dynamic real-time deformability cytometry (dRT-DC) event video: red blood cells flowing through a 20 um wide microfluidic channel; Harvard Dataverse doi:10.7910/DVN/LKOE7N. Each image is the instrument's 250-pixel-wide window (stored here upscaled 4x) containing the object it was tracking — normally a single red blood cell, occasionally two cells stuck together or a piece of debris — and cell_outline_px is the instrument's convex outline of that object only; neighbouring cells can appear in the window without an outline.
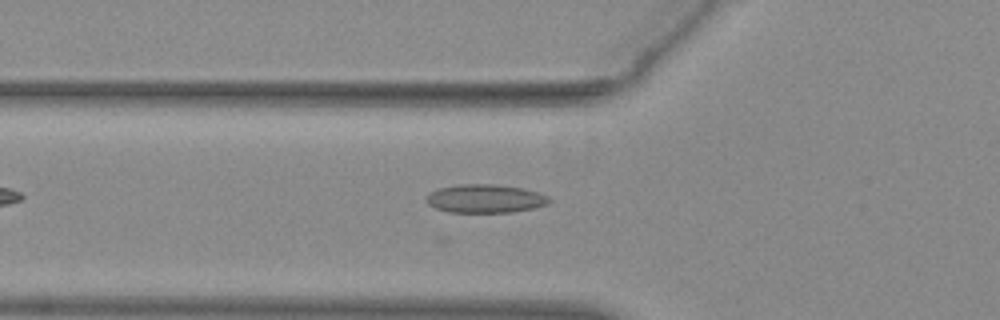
{"species": "common noctule bat (a hibernating species)", "species_latin": "Nyctalus noctula", "temperature_condition": "warm", "stored_images_in_passage": 28, "camera_frame_rate_fps": 3000, "um_per_image_px": 0.085, "animal": {"sex": "female", "body_mass_g": 29.2, "forearm_length_mm": 56.3}, "frame": {"image": 1, "passage_image": 3, "time_ms": 0.667, "image_size_px": [1000, 320], "cell_outline_px": [[552, 200], [548, 204], [532, 208], [512, 212], [448, 212], [436, 208], [428, 204], [428, 192], [440, 188], [460, 184], [492, 184], [524, 188], [548, 196]], "centroid_in_image_um": [41.26, 16.88], "position_along_channel_um": 84.5, "area_um2": 20.23}}
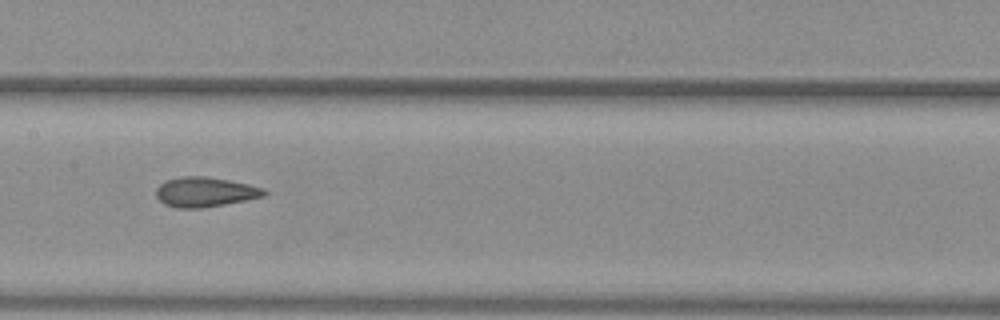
{"frame": {"image": 2, "passage_image": 11, "time_ms": 3.333, "image_size_px": [1000, 320], "cell_outline_px": [[268, 192], [264, 196], [204, 208], [176, 208], [164, 204], [156, 196], [156, 188], [160, 184], [168, 180], [180, 176], [204, 176], [228, 180], [248, 184], [264, 188]], "centroid_in_image_um": [17.41, 16.32], "position_along_channel_um": 190.0, "area_um2": 18.67}}
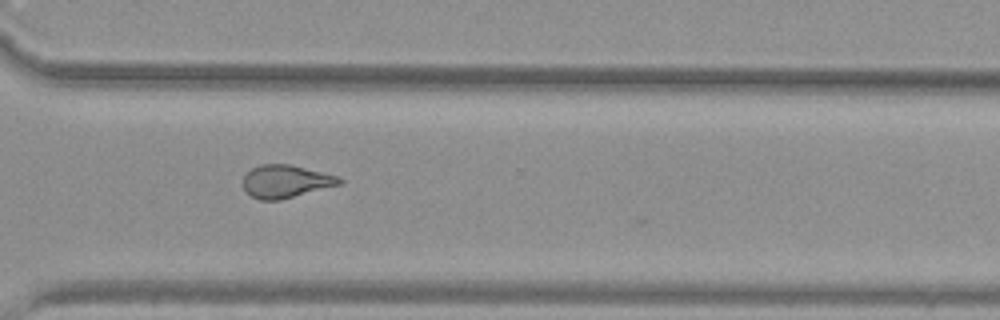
{"frame": {"image": 3, "passage_image": 23, "time_ms": 7.333, "image_size_px": [1000, 320], "cell_outline_px": [[344, 184], [280, 200], [260, 200], [252, 196], [244, 188], [244, 176], [252, 168], [260, 164], [292, 164], [336, 176], [344, 180]], "centroid_in_image_um": [24.33, 15.42], "position_along_channel_um": 346.3, "area_um2": 18.44}, "authors_computed_cell_mechanics": {"area_um2": 18.496, "velocity_mm_per_s": 3.916, "shape_relaxation_time_tau1_ms": null, "shape_relaxation_time_tau2_ms": 1.8433, "deformation_change_tau1": null, "deformation_change_tau2": 0.0901}}